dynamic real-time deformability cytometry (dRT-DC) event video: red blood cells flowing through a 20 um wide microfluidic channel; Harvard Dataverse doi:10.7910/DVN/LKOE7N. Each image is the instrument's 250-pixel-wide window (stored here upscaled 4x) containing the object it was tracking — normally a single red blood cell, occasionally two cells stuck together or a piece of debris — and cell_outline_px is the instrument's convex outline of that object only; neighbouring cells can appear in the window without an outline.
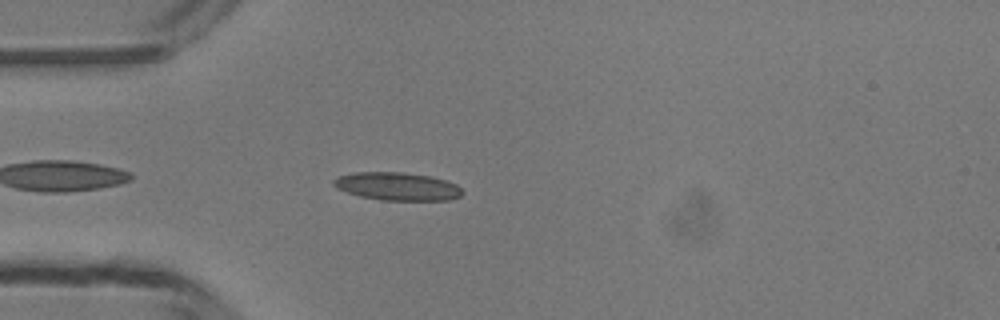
{"species": "common noctule bat (a hibernating species)", "species_latin": "Nyctalus noctula", "temperature_condition": "room temperature", "stored_images_in_passage": 37, "camera_frame_rate_fps": 3000, "um_per_image_px": 0.085, "animal": {"sex": "male", "body_mass_g": 13.3}, "frame": {"image": 1, "passage_image": 2, "time_ms": 0.333, "image_size_px": [1000, 320], "cell_outline_px": [[464, 192], [460, 196], [448, 200], [380, 200], [360, 196], [336, 188], [332, 184], [332, 180], [336, 176], [352, 172], [400, 172], [432, 176], [456, 184]], "centroid_in_image_um": [33.73, 15.83], "position_along_channel_um": 51.3, "area_um2": 21.1}}
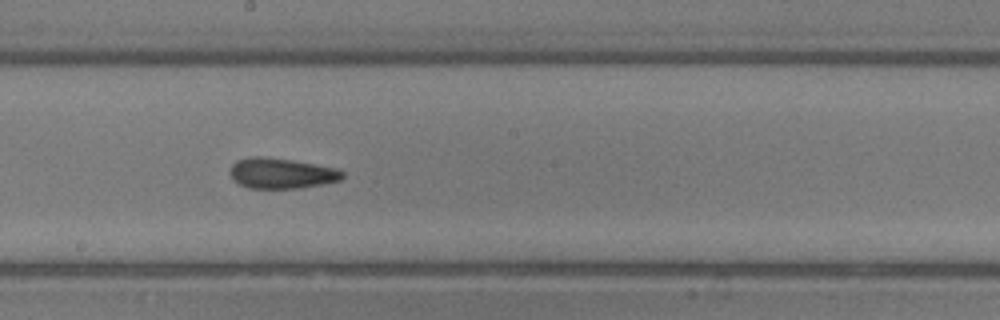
{"frame": {"image": 2, "passage_image": 15, "time_ms": 4.667, "image_size_px": [1000, 320], "cell_outline_px": [[344, 176], [340, 180], [320, 184], [296, 188], [248, 188], [232, 180], [232, 164], [236, 160], [252, 156], [260, 156], [292, 160], [336, 168], [344, 172]], "centroid_in_image_um": [23.91, 14.72], "position_along_channel_um": 224.3, "area_um2": 19.71}}
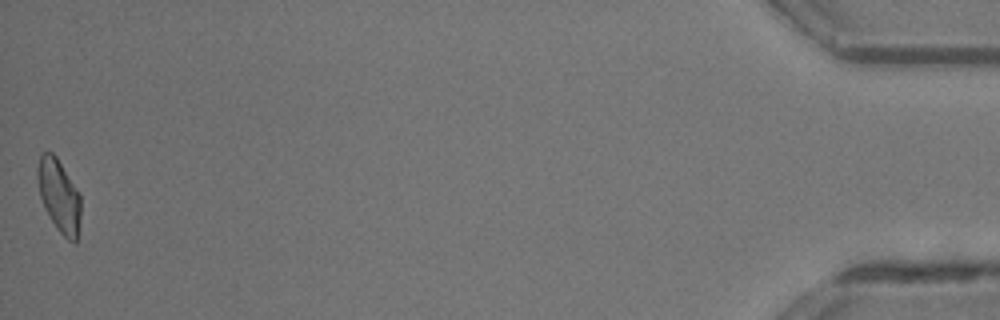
{"frame": {"image": 3, "passage_image": 37, "time_ms": 12.0, "image_size_px": [1000, 320], "cell_outline_px": [[80, 216], [76, 244], [68, 240], [60, 232], [44, 208], [40, 196], [36, 176], [36, 168], [40, 156], [44, 152], [52, 152], [56, 156], [80, 192]], "centroid_in_image_um": [5.01, 16.61], "position_along_channel_um": 430.2, "area_um2": 18.38}, "authors_computed_cell_mechanics": {"area_um2": 19.1896, "velocity_mm_per_s": 4.1981, "shape_relaxation_time_tau1_ms": 5.1158, "shape_relaxation_time_tau2_ms": 2.0146, "deformation_change_tau1": 0.1467, "deformation_change_tau2": 0.1111}}